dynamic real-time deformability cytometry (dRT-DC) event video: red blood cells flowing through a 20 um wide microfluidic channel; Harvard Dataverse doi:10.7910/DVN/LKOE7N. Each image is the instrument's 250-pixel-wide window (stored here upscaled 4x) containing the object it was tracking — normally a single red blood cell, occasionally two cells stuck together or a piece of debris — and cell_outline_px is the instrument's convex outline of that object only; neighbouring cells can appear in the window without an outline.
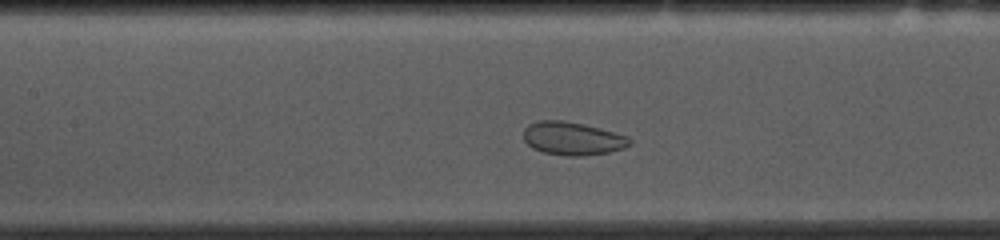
{"species": "common noctule bat (a hibernating species)", "species_latin": "Nyctalus noctula", "temperature_condition": "cold", "stored_images_in_passage": 37, "camera_frame_rate_fps": 3000, "um_per_image_px": 0.085, "animal": {"sex": "female", "body_mass_g": 10.0, "forearm_length_mm": 53.1}, "frame": {"image": 1, "passage_image": 17, "time_ms": 5.333, "image_size_px": [1000, 240], "cell_outline_px": [[632, 144], [624, 148], [608, 152], [580, 156], [564, 156], [544, 152], [532, 148], [524, 140], [524, 128], [528, 124], [536, 120], [564, 120], [584, 124], [600, 128], [628, 136], [632, 140]], "centroid_in_image_um": [48.66, 11.76], "position_along_channel_um": 158.7, "area_um2": 20.69}}
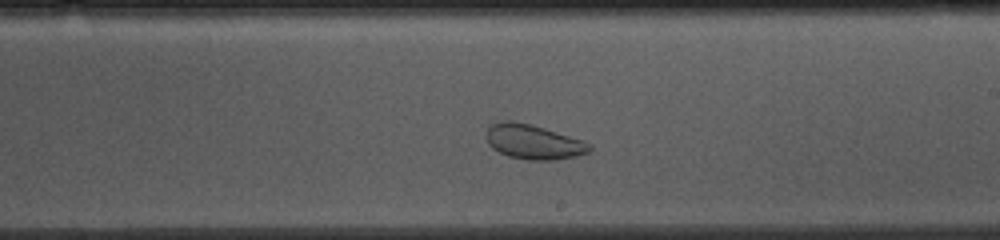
{"frame": {"image": 2, "passage_image": 24, "time_ms": 7.667, "image_size_px": [1000, 240], "cell_outline_px": [[592, 148], [588, 152], [576, 156], [552, 160], [528, 160], [508, 156], [492, 148], [488, 144], [488, 128], [492, 124], [500, 120], [512, 120], [532, 124], [592, 144]], "centroid_in_image_um": [45.33, 12.05], "position_along_channel_um": 243.7, "area_um2": 20.63}}
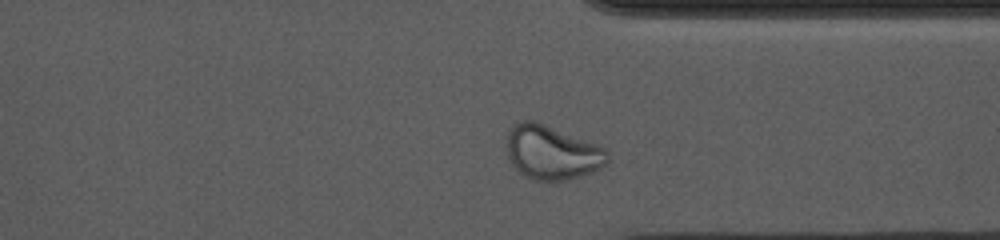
{"frame": {"image": 3, "passage_image": 34, "time_ms": 11.0, "image_size_px": [1000, 240], "cell_outline_px": [[608, 160], [600, 168], [592, 172], [568, 180], [532, 180], [524, 176], [508, 160], [504, 140], [508, 132], [520, 120], [532, 120], [544, 124], [596, 144], [604, 148], [608, 152]], "centroid_in_image_um": [46.86, 12.97], "position_along_channel_um": 364.5, "area_um2": 31.73}}